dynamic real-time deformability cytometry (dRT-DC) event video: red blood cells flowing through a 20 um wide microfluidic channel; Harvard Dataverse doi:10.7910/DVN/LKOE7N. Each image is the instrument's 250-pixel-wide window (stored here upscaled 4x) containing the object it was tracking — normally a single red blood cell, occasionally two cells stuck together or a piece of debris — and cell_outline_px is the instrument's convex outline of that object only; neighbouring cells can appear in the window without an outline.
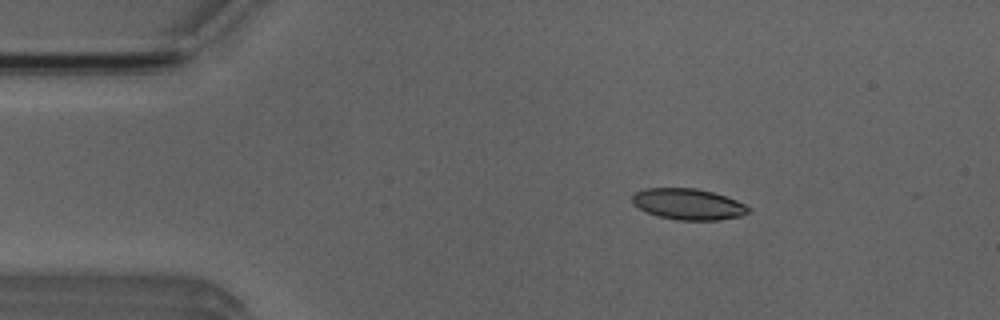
{"species": "Egyptian fruit bat (a non-hibernating species)", "species_latin": "Rousettus aegyptiacus", "temperature_condition": "room temperature", "stored_images_in_passage": 12, "camera_frame_rate_fps": 3000, "um_per_image_px": 0.085, "animal": {"sex": "male"}, "frame": {"image": 1, "passage_image": 7, "time_ms": 2.0, "image_size_px": [1000, 320], "cell_outline_px": [[752, 208], [748, 212], [740, 216], [720, 220], [676, 220], [660, 216], [648, 212], [632, 204], [632, 196], [636, 192], [644, 188], [696, 188], [712, 192], [736, 200]], "centroid_in_image_um": [58.5, 17.35], "position_along_channel_um": 26.5, "area_um2": 20.92}}